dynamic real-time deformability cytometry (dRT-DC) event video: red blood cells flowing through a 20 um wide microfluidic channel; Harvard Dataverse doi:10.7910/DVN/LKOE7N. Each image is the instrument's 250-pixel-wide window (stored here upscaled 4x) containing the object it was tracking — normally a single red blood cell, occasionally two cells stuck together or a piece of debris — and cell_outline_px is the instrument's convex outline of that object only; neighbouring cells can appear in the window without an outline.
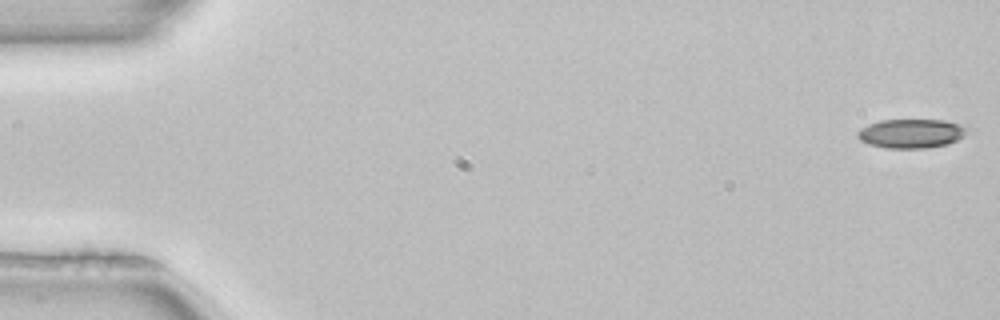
{"species": "common noctule bat (a hibernating species)", "species_latin": "Nyctalus noctula", "temperature_condition": "room temperature", "stored_images_in_passage": 52, "camera_frame_rate_fps": 3000, "um_per_image_px": 0.085, "animal": {"sex": "female", "body_mass_g": 22.7, "forearm_length_mm": 54.2}, "frame": {"image": 1, "passage_image": 1, "time_ms": 0.0, "image_size_px": [1000, 320], "cell_outline_px": [[972, 132], [948, 144], [928, 148], [884, 148], [868, 144], [860, 140], [856, 136], [856, 132], [860, 128], [868, 124], [880, 120], [944, 120], [968, 124], [972, 128]], "centroid_in_image_um": [77.54, 11.33], "position_along_channel_um": 7.5, "area_um2": 19.25}}
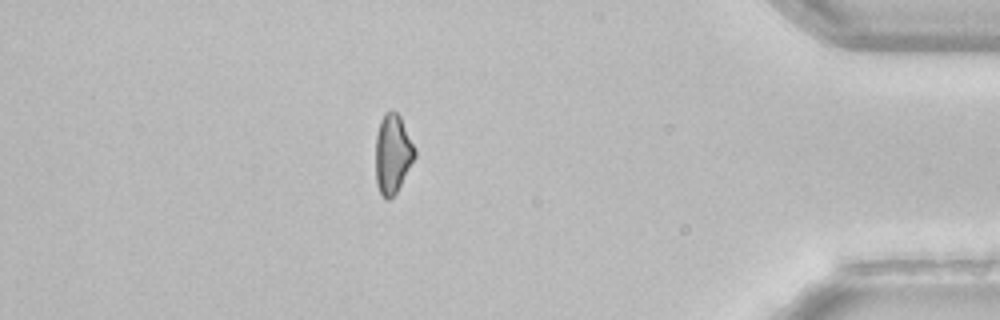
{"frame": {"image": 2, "passage_image": 45, "time_ms": 14.667, "image_size_px": [1000, 320], "cell_outline_px": [[416, 156], [396, 192], [388, 200], [384, 200], [376, 184], [376, 136], [380, 120], [384, 112], [392, 108], [400, 116], [416, 148]], "centroid_in_image_um": [33.37, 13.04], "position_along_channel_um": 401.8, "area_um2": 18.21}}
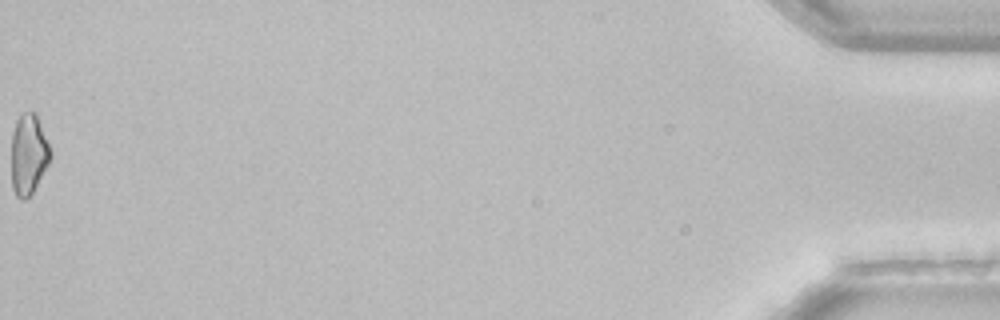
{"frame": {"image": 3, "passage_image": 52, "time_ms": 17.0, "image_size_px": [1000, 320], "cell_outline_px": [[52, 156], [48, 164], [32, 192], [24, 200], [20, 200], [16, 196], [12, 188], [12, 132], [16, 120], [24, 112], [36, 112], [52, 152]], "centroid_in_image_um": [2.43, 13.1], "position_along_channel_um": 432.8, "area_um2": 18.26}}